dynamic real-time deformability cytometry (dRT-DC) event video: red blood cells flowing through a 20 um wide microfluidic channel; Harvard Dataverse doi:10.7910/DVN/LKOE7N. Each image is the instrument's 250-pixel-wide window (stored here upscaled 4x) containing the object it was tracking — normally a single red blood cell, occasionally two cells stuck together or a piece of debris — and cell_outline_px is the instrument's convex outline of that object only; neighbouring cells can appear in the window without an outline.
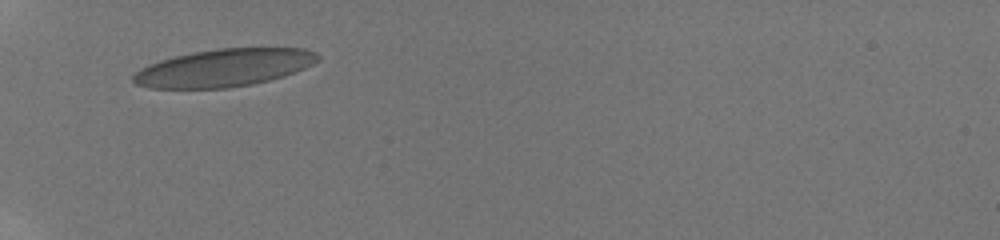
{"species": "human", "species_latin": "Homo sapiens", "temperature_condition": "room temperature", "stored_images_in_passage": 41, "camera_frame_rate_fps": 3000, "um_per_image_px": 0.085, "donor": {"sex": "male"}, "frame": {"image": 1, "passage_image": 1, "time_ms": 0.0, "image_size_px": [1000, 240], "cell_outline_px": [[320, 56], [312, 64], [304, 68], [284, 76], [252, 84], [228, 88], [148, 88], [136, 84], [132, 80], [132, 76], [140, 68], [148, 64], [160, 60], [192, 52], [216, 48], [304, 48], [316, 52]], "centroid_in_image_um": [19.01, 5.76], "position_along_channel_um": 66.0, "area_um2": 40.4}}
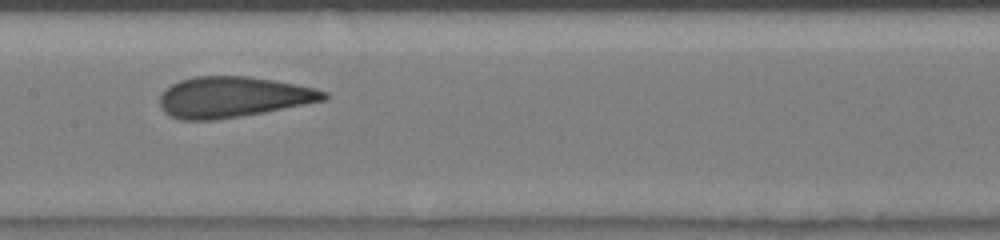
{"frame": {"image": 2, "passage_image": 15, "time_ms": 3.333, "image_size_px": [1000, 240], "cell_outline_px": [[328, 100], [264, 112], [216, 120], [180, 120], [164, 112], [160, 108], [160, 96], [164, 88], [180, 80], [196, 76], [248, 76], [276, 80], [316, 88], [328, 92]], "centroid_in_image_um": [19.82, 8.24], "position_along_channel_um": 187.6, "area_um2": 39.25}}
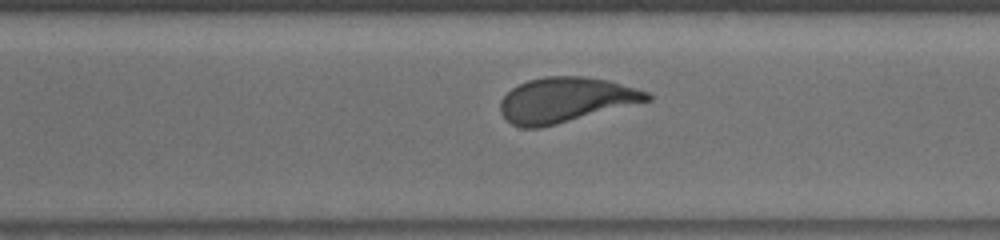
{"frame": {"image": 3, "passage_image": 38, "time_ms": 6.667, "image_size_px": [1000, 240], "cell_outline_px": [[652, 100], [540, 128], [524, 128], [512, 124], [500, 112], [500, 100], [512, 88], [528, 80], [544, 76], [584, 76], [608, 80], [636, 88], [648, 92], [652, 96]], "centroid_in_image_um": [48.08, 8.48], "position_along_channel_um": 322.5, "area_um2": 38.32}}